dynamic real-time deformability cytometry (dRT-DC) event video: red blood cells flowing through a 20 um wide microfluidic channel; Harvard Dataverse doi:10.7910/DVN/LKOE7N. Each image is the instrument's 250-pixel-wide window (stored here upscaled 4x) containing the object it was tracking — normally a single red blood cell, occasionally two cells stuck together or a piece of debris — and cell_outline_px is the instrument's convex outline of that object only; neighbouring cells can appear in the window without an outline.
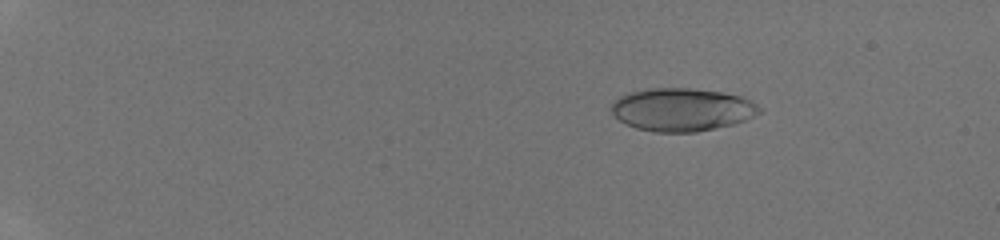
{"species": "human", "species_latin": "Homo sapiens", "temperature_condition": "room temperature", "stored_images_in_passage": 47, "camera_frame_rate_fps": 3000, "um_per_image_px": 0.085, "donor": {"sex": "male"}, "frame": {"image": 1, "passage_image": 9, "time_ms": 2.667, "image_size_px": [1000, 240], "cell_outline_px": [[764, 112], [756, 116], [732, 124], [716, 128], [696, 132], [656, 132], [636, 128], [620, 120], [612, 112], [612, 104], [620, 96], [632, 92], [652, 88], [692, 88], [720, 92], [740, 96], [752, 100], [764, 108]], "centroid_in_image_um": [58.05, 9.32], "position_along_channel_um": 26.9, "area_um2": 37.05}}
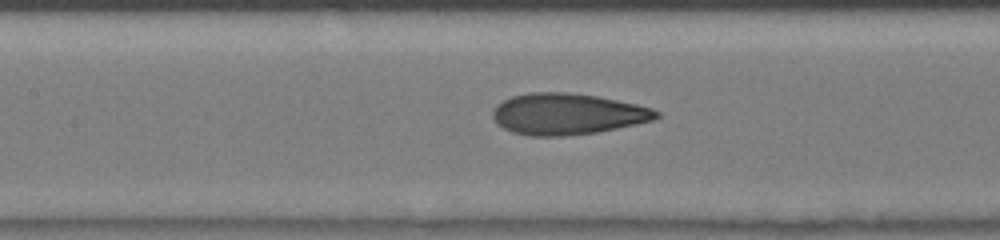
{"frame": {"image": 2, "passage_image": 26, "time_ms": 8.333, "image_size_px": [1000, 240], "cell_outline_px": [[660, 116], [652, 120], [636, 124], [596, 132], [564, 136], [528, 136], [512, 132], [496, 124], [492, 116], [492, 112], [496, 104], [512, 96], [528, 92], [568, 92], [600, 96], [636, 104], [652, 108], [660, 112]], "centroid_in_image_um": [48.2, 9.68], "position_along_channel_um": 159.2, "area_um2": 39.54}}
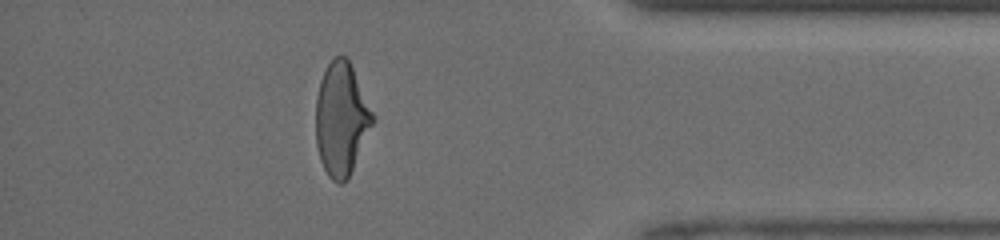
{"frame": {"image": 3, "passage_image": 43, "time_ms": 14.0, "image_size_px": [1000, 240], "cell_outline_px": [[376, 120], [348, 180], [340, 184], [332, 180], [328, 176], [320, 160], [316, 144], [316, 96], [320, 80], [328, 64], [336, 56], [344, 56], [348, 60], [376, 116]], "centroid_in_image_um": [29.03, 10.16], "position_along_channel_um": 406.2, "area_um2": 37.74}}